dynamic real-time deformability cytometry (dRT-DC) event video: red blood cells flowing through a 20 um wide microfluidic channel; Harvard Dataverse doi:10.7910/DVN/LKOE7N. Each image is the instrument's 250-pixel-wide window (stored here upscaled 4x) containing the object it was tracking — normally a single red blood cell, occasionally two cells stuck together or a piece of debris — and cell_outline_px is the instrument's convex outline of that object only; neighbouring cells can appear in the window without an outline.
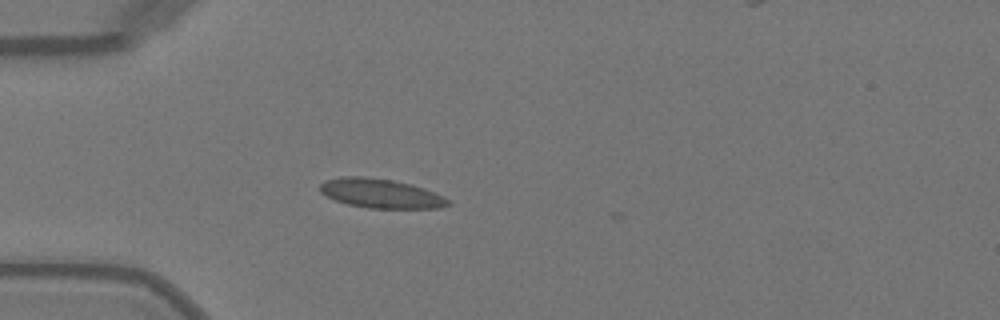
{"species": "Egyptian fruit bat (a non-hibernating species)", "species_latin": "Rousettus aegyptiacus", "temperature_condition": "warm", "stored_images_in_passage": 8, "camera_frame_rate_fps": 3000, "um_per_image_px": 0.085, "animal": {"sex": "female"}, "frame": {"image": 1, "passage_image": 4, "time_ms": 1.0, "image_size_px": [1000, 320], "cell_outline_px": [[452, 204], [440, 208], [368, 208], [348, 204], [336, 200], [320, 192], [320, 184], [324, 180], [340, 176], [364, 176], [392, 180], [412, 184], [436, 192], [444, 196]], "centroid_in_image_um": [32.38, 16.43], "position_along_channel_um": 52.6, "area_um2": 21.96}}